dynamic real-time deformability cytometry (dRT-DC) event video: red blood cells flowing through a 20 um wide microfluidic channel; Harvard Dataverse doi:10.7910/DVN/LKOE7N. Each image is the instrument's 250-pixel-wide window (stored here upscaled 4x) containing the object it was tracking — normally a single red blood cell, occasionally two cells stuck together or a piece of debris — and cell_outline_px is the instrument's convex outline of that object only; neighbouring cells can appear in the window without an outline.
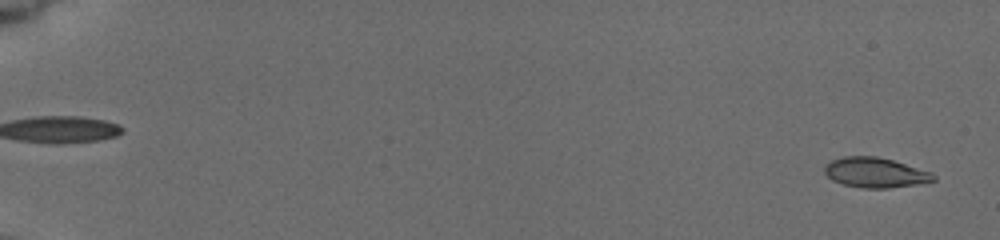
{"species": "common noctule bat (a hibernating species)", "species_latin": "Nyctalus noctula", "temperature_condition": "cold", "stored_images_in_passage": 75, "camera_frame_rate_fps": 3000, "um_per_image_px": 0.085, "animal": {"sex": "female", "body_mass_g": 19.5, "forearm_length_mm": 54.1}, "frame": {"image": 1, "passage_image": 6, "time_ms": 0.667, "image_size_px": [1000, 240], "cell_outline_px": [[936, 180], [916, 184], [884, 188], [864, 188], [844, 184], [832, 180], [824, 172], [824, 168], [832, 160], [844, 156], [876, 156], [892, 160], [932, 172], [936, 176]], "centroid_in_image_um": [74.41, 14.66], "position_along_channel_um": 10.6, "area_um2": 18.79}}
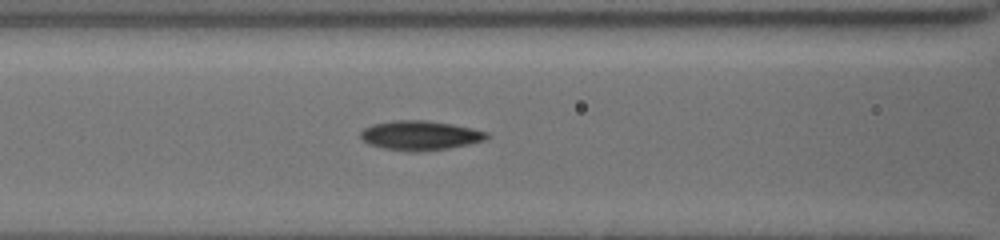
{"frame": {"image": 2, "passage_image": 63, "time_ms": 8.667, "image_size_px": [1000, 240], "cell_outline_px": [[492, 136], [488, 140], [448, 148], [420, 152], [412, 152], [384, 148], [368, 144], [360, 136], [360, 132], [364, 128], [376, 124], [396, 120], [424, 120], [452, 124], [472, 128], [488, 132]], "centroid_in_image_um": [35.77, 11.52], "position_along_channel_um": 130.8, "area_um2": 21.68}}
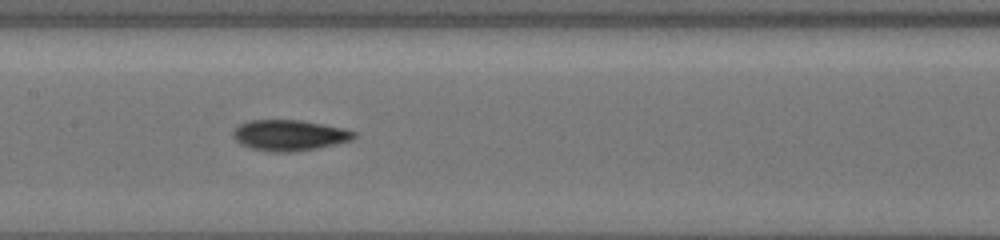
{"frame": {"image": 3, "passage_image": 74, "time_ms": 10.0, "image_size_px": [1000, 240], "cell_outline_px": [[356, 136], [352, 140], [316, 148], [288, 152], [276, 152], [252, 148], [240, 144], [232, 136], [232, 132], [240, 124], [252, 120], [300, 120], [324, 124], [344, 128], [356, 132]], "centroid_in_image_um": [24.6, 11.49], "position_along_channel_um": 182.8, "area_um2": 21.5}}